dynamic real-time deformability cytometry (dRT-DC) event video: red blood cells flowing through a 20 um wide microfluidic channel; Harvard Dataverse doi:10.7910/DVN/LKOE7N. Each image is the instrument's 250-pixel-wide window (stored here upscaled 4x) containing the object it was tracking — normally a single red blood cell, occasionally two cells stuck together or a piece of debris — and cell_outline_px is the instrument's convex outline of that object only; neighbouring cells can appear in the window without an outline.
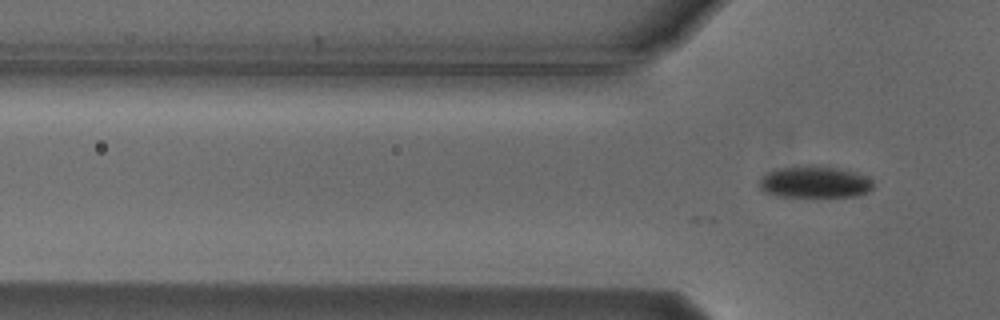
{"species": "Egyptian fruit bat (a non-hibernating species)", "species_latin": "Rousettus aegyptiacus", "temperature_condition": "cold", "stored_images_in_passage": 3, "camera_frame_rate_fps": 3000, "um_per_image_px": 0.085, "animal": {"sex": "male"}, "frame": {"image": 1, "passage_image": 3, "time_ms": 0.667, "image_size_px": [1000, 320], "cell_outline_px": [[876, 184], [868, 192], [860, 196], [776, 196], [764, 192], [756, 184], [760, 176], [768, 172], [780, 168], [808, 164], [816, 164], [856, 172], [872, 180]], "centroid_in_image_um": [69.22, 15.46], "position_along_channel_um": 56.6, "area_um2": 21.5}}